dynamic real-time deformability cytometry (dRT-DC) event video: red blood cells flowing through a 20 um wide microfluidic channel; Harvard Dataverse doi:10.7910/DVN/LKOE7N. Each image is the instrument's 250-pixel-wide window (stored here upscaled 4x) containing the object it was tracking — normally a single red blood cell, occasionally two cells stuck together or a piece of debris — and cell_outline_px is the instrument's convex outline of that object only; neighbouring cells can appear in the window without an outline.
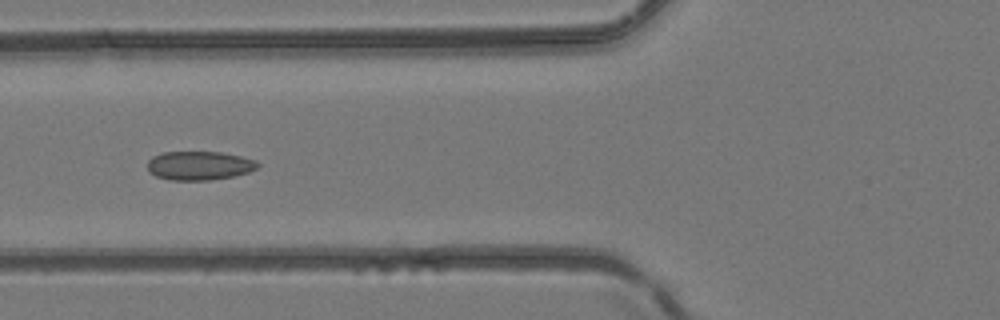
{"species": "common noctule bat (a hibernating species)", "species_latin": "Nyctalus noctula", "temperature_condition": "room temperature", "stored_images_in_passage": 4, "camera_frame_rate_fps": 3000, "um_per_image_px": 0.085, "animal": {"sex": "female", "body_mass_g": 24.6, "forearm_length_mm": 56.2}, "frame": {"image": 1, "passage_image": 4, "time_ms": 1.0, "image_size_px": [1000, 320], "cell_outline_px": [[260, 164], [256, 168], [248, 172], [232, 176], [208, 180], [168, 180], [156, 176], [148, 172], [148, 160], [152, 156], [160, 152], [220, 152], [240, 156], [256, 160]], "centroid_in_image_um": [16.9, 14.07], "position_along_channel_um": 108.9, "area_um2": 18.55}}